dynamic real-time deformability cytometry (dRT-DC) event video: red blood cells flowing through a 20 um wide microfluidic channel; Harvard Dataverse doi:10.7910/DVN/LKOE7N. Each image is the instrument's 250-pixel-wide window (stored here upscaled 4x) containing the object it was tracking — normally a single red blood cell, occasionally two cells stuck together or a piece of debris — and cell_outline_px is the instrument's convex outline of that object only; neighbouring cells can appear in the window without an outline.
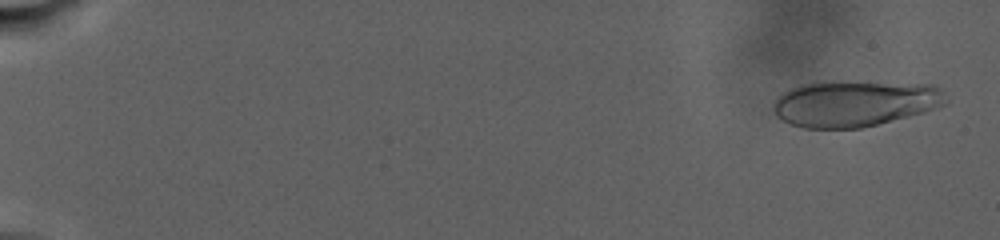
{"species": "human", "species_latin": "Homo sapiens", "temperature_condition": "warm", "stored_images_in_passage": 86, "camera_frame_rate_fps": 3000, "um_per_image_px": 0.085, "donor": {"sex": "male"}, "frame": {"image": 1, "passage_image": 3, "time_ms": 1.0, "image_size_px": [1000, 240], "cell_outline_px": [[948, 100], [944, 104], [924, 112], [860, 128], [804, 128], [792, 124], [776, 116], [772, 108], [772, 104], [788, 88], [800, 84], [820, 80], [840, 80], [932, 84], [940, 88]], "centroid_in_image_um": [72.62, 8.75], "position_along_channel_um": 12.4, "area_um2": 46.99}}
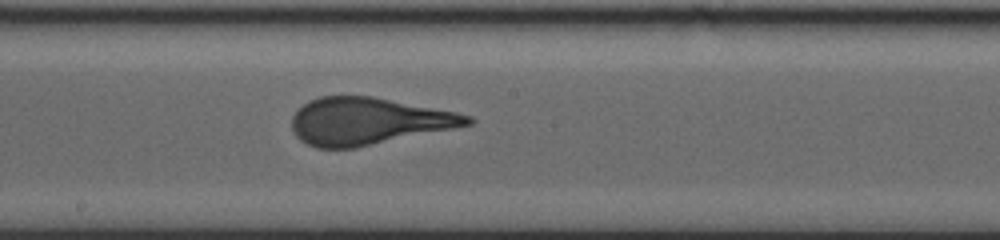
{"frame": {"image": 2, "passage_image": 52, "time_ms": 17.667, "image_size_px": [1000, 240], "cell_outline_px": [[476, 120], [472, 124], [356, 148], [316, 148], [300, 140], [296, 136], [292, 128], [292, 116], [308, 100], [320, 96], [372, 96], [456, 112], [472, 116]], "centroid_in_image_um": [31.28, 10.3], "position_along_channel_um": 216.9, "area_um2": 47.97}}
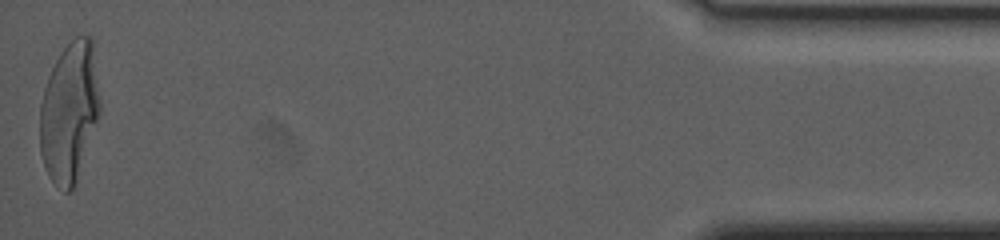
{"frame": {"image": 3, "passage_image": 86, "time_ms": 29.667, "image_size_px": [1000, 240], "cell_outline_px": [[100, 112], [76, 180], [72, 188], [68, 192], [64, 192], [48, 176], [44, 168], [40, 152], [40, 104], [44, 88], [48, 76], [60, 52], [76, 36], [92, 36], [100, 100]], "centroid_in_image_um": [5.88, 9.5], "position_along_channel_um": 429.3, "area_um2": 48.67}}